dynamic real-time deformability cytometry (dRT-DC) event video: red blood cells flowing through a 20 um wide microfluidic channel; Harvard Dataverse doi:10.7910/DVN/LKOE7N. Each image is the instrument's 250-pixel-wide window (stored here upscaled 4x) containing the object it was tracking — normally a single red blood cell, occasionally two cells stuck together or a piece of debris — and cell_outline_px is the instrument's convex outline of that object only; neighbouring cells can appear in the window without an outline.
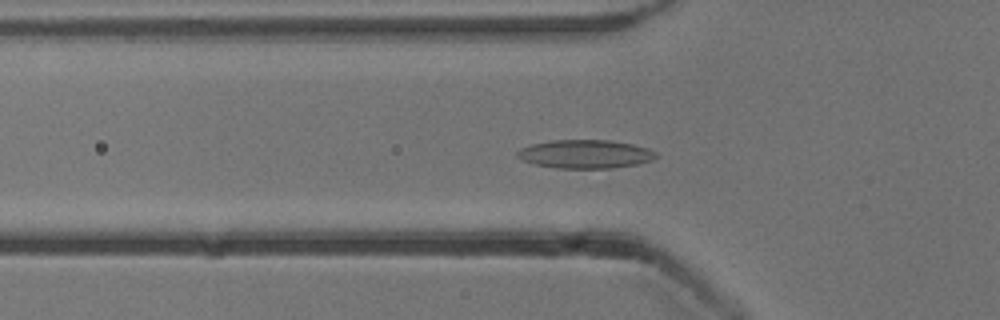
{"species": "common noctule bat (a hibernating species)", "species_latin": "Nyctalus noctula", "temperature_condition": "cold", "stored_images_in_passage": 52, "camera_frame_rate_fps": 3000, "um_per_image_px": 0.085, "animal": {"sex": "male", "body_mass_g": 13.3}, "frame": {"image": 1, "passage_image": 17, "time_ms": 5.333, "image_size_px": [1000, 320], "cell_outline_px": [[656, 156], [652, 160], [636, 164], [612, 168], [556, 168], [536, 164], [524, 160], [516, 156], [516, 152], [520, 148], [532, 144], [552, 140], [608, 140], [632, 144], [648, 148], [656, 152]], "centroid_in_image_um": [49.74, 13.09], "position_along_channel_um": 76.1, "area_um2": 22.89}}
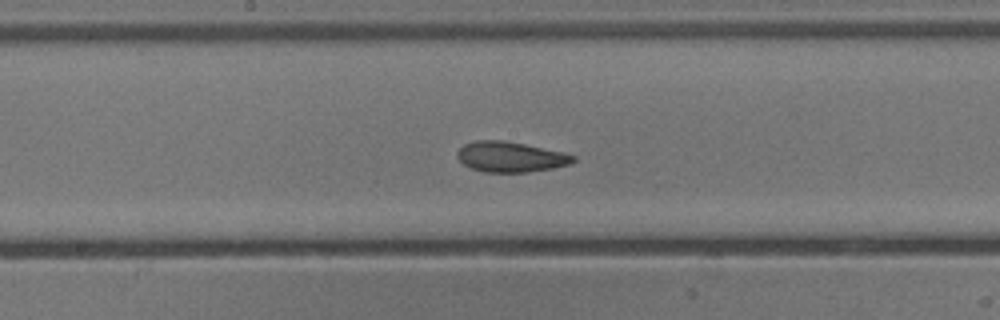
{"frame": {"image": 2, "passage_image": 27, "time_ms": 8.667, "image_size_px": [1000, 320], "cell_outline_px": [[576, 160], [568, 164], [552, 168], [528, 172], [484, 172], [472, 168], [464, 164], [456, 156], [456, 152], [464, 144], [476, 140], [500, 140], [524, 144], [564, 152], [576, 156]], "centroid_in_image_um": [43.38, 13.33], "position_along_channel_um": 204.8, "area_um2": 20.4}}
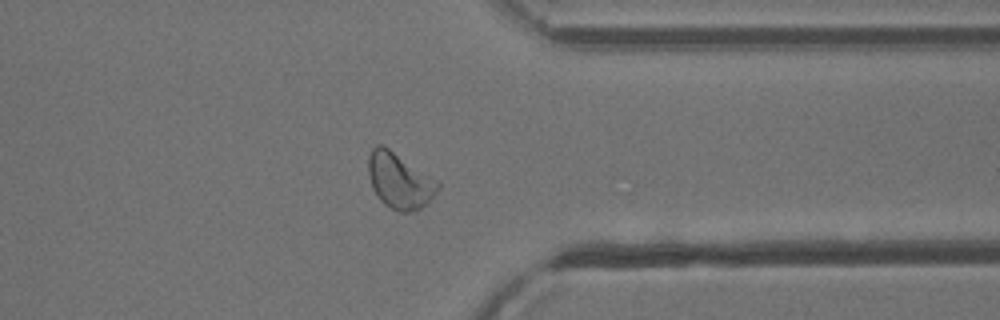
{"frame": {"image": 3, "passage_image": 41, "time_ms": 13.333, "image_size_px": [1000, 320], "cell_outline_px": [[440, 188], [420, 208], [408, 212], [400, 212], [384, 204], [376, 196], [372, 188], [368, 176], [368, 156], [372, 148], [376, 144], [384, 144], [436, 180], [440, 184]], "centroid_in_image_um": [33.9, 15.33], "position_along_channel_um": 377.5, "area_um2": 22.43}, "authors_computed_cell_mechanics": {"area_um2": 22.253, "velocity_mm_per_s": 3.834, "shape_relaxation_time_tau1_ms": 5.4013, "shape_relaxation_time_tau2_ms": 1.8965, "deformation_change_tau1": 0.1266, "deformation_change_tau2": 0.0832}}